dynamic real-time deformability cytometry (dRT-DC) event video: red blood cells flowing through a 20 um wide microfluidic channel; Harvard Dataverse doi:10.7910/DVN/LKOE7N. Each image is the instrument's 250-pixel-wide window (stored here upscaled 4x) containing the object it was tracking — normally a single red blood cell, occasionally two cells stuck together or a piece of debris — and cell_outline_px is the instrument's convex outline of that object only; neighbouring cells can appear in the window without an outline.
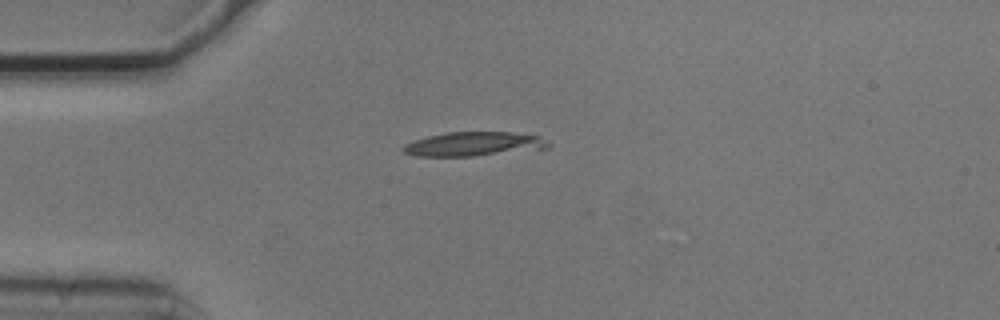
{"species": "common noctule bat (a hibernating species)", "species_latin": "Nyctalus noctula", "temperature_condition": "cold", "stored_images_in_passage": 3, "camera_frame_rate_fps": 3000, "um_per_image_px": 0.085, "animal": {"sex": "male", "body_mass_g": 20.5, "forearm_length_mm": 52.5}, "frame": {"image": 1, "passage_image": 1, "time_ms": 0.0, "image_size_px": [1000, 320], "cell_outline_px": [[552, 144], [548, 148], [472, 156], [416, 156], [404, 152], [400, 148], [404, 144], [428, 136], [448, 132], [512, 132], [540, 136]], "centroid_in_image_um": [40.28, 12.24], "position_along_channel_um": 44.7, "area_um2": 20.35}}
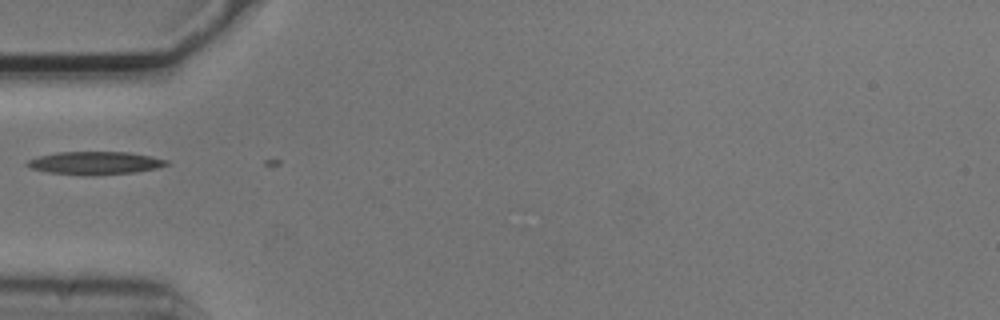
{"frame": {"image": 2, "passage_image": 2, "time_ms": 0.333, "image_size_px": [1000, 320], "cell_outline_px": [[168, 164], [156, 168], [136, 172], [48, 172], [32, 168], [24, 164], [28, 160], [40, 156], [56, 152], [128, 152], [152, 156], [168, 160]], "centroid_in_image_um": [8.11, 13.79], "position_along_channel_um": 76.9, "area_um2": 17.34}}